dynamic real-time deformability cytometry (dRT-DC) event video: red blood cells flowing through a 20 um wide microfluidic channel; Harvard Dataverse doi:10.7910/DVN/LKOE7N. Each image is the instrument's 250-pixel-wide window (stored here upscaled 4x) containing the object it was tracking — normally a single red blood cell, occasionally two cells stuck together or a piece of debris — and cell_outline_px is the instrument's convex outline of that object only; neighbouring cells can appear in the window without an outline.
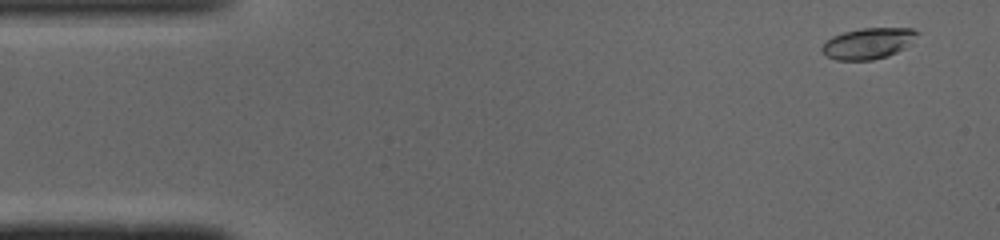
{"species": "common noctule bat (a hibernating species)", "species_latin": "Nyctalus noctula", "temperature_condition": "cold", "stored_images_in_passage": 44, "camera_frame_rate_fps": 3000, "um_per_image_px": 0.085, "animal": {"sex": "male", "body_mass_g": 19.0, "forearm_length_mm": 50.8}, "frame": {"image": 1, "passage_image": 3, "time_ms": 0.667, "image_size_px": [1000, 240], "cell_outline_px": [[920, 32], [904, 48], [888, 56], [872, 60], [836, 60], [828, 56], [820, 48], [824, 40], [832, 36], [844, 32], [860, 28], [912, 28]], "centroid_in_image_um": [73.76, 3.68], "position_along_channel_um": 11.2, "area_um2": 17.17}}
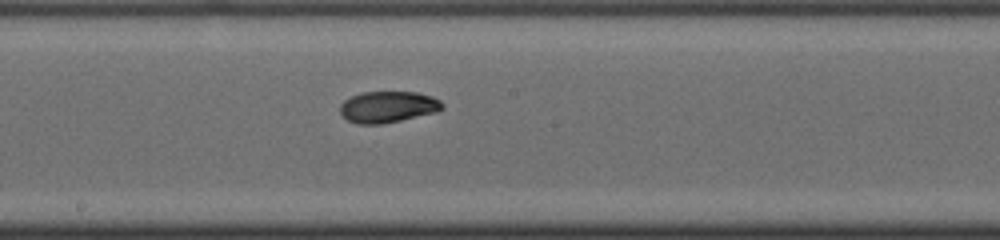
{"frame": {"image": 2, "passage_image": 26, "time_ms": 8.333, "image_size_px": [1000, 240], "cell_outline_px": [[444, 108], [436, 112], [400, 120], [380, 124], [356, 124], [348, 120], [340, 112], [340, 104], [344, 100], [352, 96], [364, 92], [416, 92], [432, 96], [440, 100], [444, 104]], "centroid_in_image_um": [32.98, 9.08], "position_along_channel_um": 215.2, "area_um2": 18.61}}
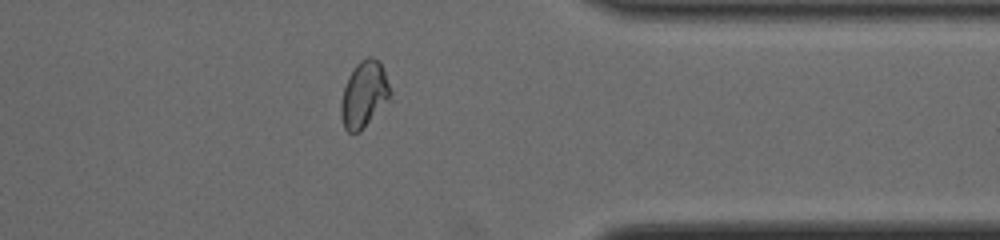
{"frame": {"image": 3, "passage_image": 39, "time_ms": 12.667, "image_size_px": [1000, 240], "cell_outline_px": [[392, 92], [388, 100], [360, 132], [348, 132], [344, 128], [340, 116], [340, 104], [344, 88], [348, 76], [356, 64], [360, 60], [368, 56], [372, 56], [380, 60]], "centroid_in_image_um": [30.93, 8.0], "position_along_channel_um": 380.5, "area_um2": 19.07}}